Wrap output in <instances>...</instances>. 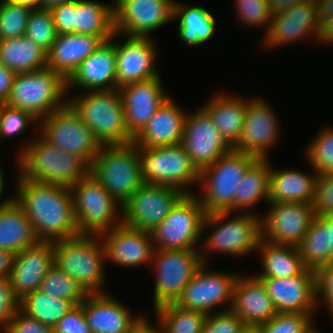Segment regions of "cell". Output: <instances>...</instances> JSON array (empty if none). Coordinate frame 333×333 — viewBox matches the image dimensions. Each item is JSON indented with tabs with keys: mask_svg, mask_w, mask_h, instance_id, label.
I'll return each mask as SVG.
<instances>
[{
	"mask_svg": "<svg viewBox=\"0 0 333 333\" xmlns=\"http://www.w3.org/2000/svg\"><path fill=\"white\" fill-rule=\"evenodd\" d=\"M313 207L316 216L333 212V173L318 175Z\"/></svg>",
	"mask_w": 333,
	"mask_h": 333,
	"instance_id": "obj_52",
	"label": "cell"
},
{
	"mask_svg": "<svg viewBox=\"0 0 333 333\" xmlns=\"http://www.w3.org/2000/svg\"><path fill=\"white\" fill-rule=\"evenodd\" d=\"M115 42L116 79L118 89L136 82H143L160 76L156 65L157 51L151 38L131 37Z\"/></svg>",
	"mask_w": 333,
	"mask_h": 333,
	"instance_id": "obj_21",
	"label": "cell"
},
{
	"mask_svg": "<svg viewBox=\"0 0 333 333\" xmlns=\"http://www.w3.org/2000/svg\"><path fill=\"white\" fill-rule=\"evenodd\" d=\"M70 190L78 235L100 236L122 224V205L108 193L91 172Z\"/></svg>",
	"mask_w": 333,
	"mask_h": 333,
	"instance_id": "obj_9",
	"label": "cell"
},
{
	"mask_svg": "<svg viewBox=\"0 0 333 333\" xmlns=\"http://www.w3.org/2000/svg\"><path fill=\"white\" fill-rule=\"evenodd\" d=\"M31 8L11 0L0 3V40H7L25 34Z\"/></svg>",
	"mask_w": 333,
	"mask_h": 333,
	"instance_id": "obj_45",
	"label": "cell"
},
{
	"mask_svg": "<svg viewBox=\"0 0 333 333\" xmlns=\"http://www.w3.org/2000/svg\"><path fill=\"white\" fill-rule=\"evenodd\" d=\"M249 327L231 309L208 314L205 318L202 333H244Z\"/></svg>",
	"mask_w": 333,
	"mask_h": 333,
	"instance_id": "obj_49",
	"label": "cell"
},
{
	"mask_svg": "<svg viewBox=\"0 0 333 333\" xmlns=\"http://www.w3.org/2000/svg\"><path fill=\"white\" fill-rule=\"evenodd\" d=\"M31 9L42 8V0H11Z\"/></svg>",
	"mask_w": 333,
	"mask_h": 333,
	"instance_id": "obj_63",
	"label": "cell"
},
{
	"mask_svg": "<svg viewBox=\"0 0 333 333\" xmlns=\"http://www.w3.org/2000/svg\"><path fill=\"white\" fill-rule=\"evenodd\" d=\"M161 76L119 88L129 134L135 138L153 117L156 110L170 97Z\"/></svg>",
	"mask_w": 333,
	"mask_h": 333,
	"instance_id": "obj_23",
	"label": "cell"
},
{
	"mask_svg": "<svg viewBox=\"0 0 333 333\" xmlns=\"http://www.w3.org/2000/svg\"><path fill=\"white\" fill-rule=\"evenodd\" d=\"M111 38L79 33L59 34L47 52L46 67L67 80L87 57Z\"/></svg>",
	"mask_w": 333,
	"mask_h": 333,
	"instance_id": "obj_30",
	"label": "cell"
},
{
	"mask_svg": "<svg viewBox=\"0 0 333 333\" xmlns=\"http://www.w3.org/2000/svg\"><path fill=\"white\" fill-rule=\"evenodd\" d=\"M53 328L54 333H91L81 305L74 306Z\"/></svg>",
	"mask_w": 333,
	"mask_h": 333,
	"instance_id": "obj_54",
	"label": "cell"
},
{
	"mask_svg": "<svg viewBox=\"0 0 333 333\" xmlns=\"http://www.w3.org/2000/svg\"><path fill=\"white\" fill-rule=\"evenodd\" d=\"M316 325H314L313 323L307 327V329L303 332V333H321L319 330H317V328H315Z\"/></svg>",
	"mask_w": 333,
	"mask_h": 333,
	"instance_id": "obj_66",
	"label": "cell"
},
{
	"mask_svg": "<svg viewBox=\"0 0 333 333\" xmlns=\"http://www.w3.org/2000/svg\"><path fill=\"white\" fill-rule=\"evenodd\" d=\"M298 248L308 269L315 271L333 262L331 248L328 245V228L318 216L312 220Z\"/></svg>",
	"mask_w": 333,
	"mask_h": 333,
	"instance_id": "obj_40",
	"label": "cell"
},
{
	"mask_svg": "<svg viewBox=\"0 0 333 333\" xmlns=\"http://www.w3.org/2000/svg\"><path fill=\"white\" fill-rule=\"evenodd\" d=\"M41 242L23 209L12 197L0 201V249L13 254Z\"/></svg>",
	"mask_w": 333,
	"mask_h": 333,
	"instance_id": "obj_31",
	"label": "cell"
},
{
	"mask_svg": "<svg viewBox=\"0 0 333 333\" xmlns=\"http://www.w3.org/2000/svg\"><path fill=\"white\" fill-rule=\"evenodd\" d=\"M15 254L0 249V278H9Z\"/></svg>",
	"mask_w": 333,
	"mask_h": 333,
	"instance_id": "obj_59",
	"label": "cell"
},
{
	"mask_svg": "<svg viewBox=\"0 0 333 333\" xmlns=\"http://www.w3.org/2000/svg\"><path fill=\"white\" fill-rule=\"evenodd\" d=\"M70 0H42V8L51 9Z\"/></svg>",
	"mask_w": 333,
	"mask_h": 333,
	"instance_id": "obj_64",
	"label": "cell"
},
{
	"mask_svg": "<svg viewBox=\"0 0 333 333\" xmlns=\"http://www.w3.org/2000/svg\"><path fill=\"white\" fill-rule=\"evenodd\" d=\"M3 333H54L52 326L41 323L40 321L29 317L19 310L13 318L10 319L7 326L2 330Z\"/></svg>",
	"mask_w": 333,
	"mask_h": 333,
	"instance_id": "obj_53",
	"label": "cell"
},
{
	"mask_svg": "<svg viewBox=\"0 0 333 333\" xmlns=\"http://www.w3.org/2000/svg\"><path fill=\"white\" fill-rule=\"evenodd\" d=\"M99 237L108 262L124 268L151 265L155 246L150 232L120 224Z\"/></svg>",
	"mask_w": 333,
	"mask_h": 333,
	"instance_id": "obj_22",
	"label": "cell"
},
{
	"mask_svg": "<svg viewBox=\"0 0 333 333\" xmlns=\"http://www.w3.org/2000/svg\"><path fill=\"white\" fill-rule=\"evenodd\" d=\"M237 17L241 23L251 28L268 26L272 22V9L269 0H235ZM266 24V25H265Z\"/></svg>",
	"mask_w": 333,
	"mask_h": 333,
	"instance_id": "obj_47",
	"label": "cell"
},
{
	"mask_svg": "<svg viewBox=\"0 0 333 333\" xmlns=\"http://www.w3.org/2000/svg\"><path fill=\"white\" fill-rule=\"evenodd\" d=\"M90 172L121 205L144 184L134 142L103 145Z\"/></svg>",
	"mask_w": 333,
	"mask_h": 333,
	"instance_id": "obj_8",
	"label": "cell"
},
{
	"mask_svg": "<svg viewBox=\"0 0 333 333\" xmlns=\"http://www.w3.org/2000/svg\"><path fill=\"white\" fill-rule=\"evenodd\" d=\"M20 310V299L15 294L9 278H0V330Z\"/></svg>",
	"mask_w": 333,
	"mask_h": 333,
	"instance_id": "obj_51",
	"label": "cell"
},
{
	"mask_svg": "<svg viewBox=\"0 0 333 333\" xmlns=\"http://www.w3.org/2000/svg\"><path fill=\"white\" fill-rule=\"evenodd\" d=\"M187 113L171 97L167 98L133 142L146 148L180 144Z\"/></svg>",
	"mask_w": 333,
	"mask_h": 333,
	"instance_id": "obj_29",
	"label": "cell"
},
{
	"mask_svg": "<svg viewBox=\"0 0 333 333\" xmlns=\"http://www.w3.org/2000/svg\"><path fill=\"white\" fill-rule=\"evenodd\" d=\"M277 313H315V272L307 269L303 274L287 278H259Z\"/></svg>",
	"mask_w": 333,
	"mask_h": 333,
	"instance_id": "obj_24",
	"label": "cell"
},
{
	"mask_svg": "<svg viewBox=\"0 0 333 333\" xmlns=\"http://www.w3.org/2000/svg\"><path fill=\"white\" fill-rule=\"evenodd\" d=\"M54 265L53 242L41 241L14 256L9 280L21 300L40 289L41 281Z\"/></svg>",
	"mask_w": 333,
	"mask_h": 333,
	"instance_id": "obj_26",
	"label": "cell"
},
{
	"mask_svg": "<svg viewBox=\"0 0 333 333\" xmlns=\"http://www.w3.org/2000/svg\"><path fill=\"white\" fill-rule=\"evenodd\" d=\"M206 216L196 194H184L163 221L151 231L155 249L181 250L197 248Z\"/></svg>",
	"mask_w": 333,
	"mask_h": 333,
	"instance_id": "obj_11",
	"label": "cell"
},
{
	"mask_svg": "<svg viewBox=\"0 0 333 333\" xmlns=\"http://www.w3.org/2000/svg\"><path fill=\"white\" fill-rule=\"evenodd\" d=\"M274 109L266 100L254 97L246 100V115L241 136L234 150L267 159L269 148L276 145L279 122Z\"/></svg>",
	"mask_w": 333,
	"mask_h": 333,
	"instance_id": "obj_19",
	"label": "cell"
},
{
	"mask_svg": "<svg viewBox=\"0 0 333 333\" xmlns=\"http://www.w3.org/2000/svg\"><path fill=\"white\" fill-rule=\"evenodd\" d=\"M320 27L317 41L325 45H333V18L319 20Z\"/></svg>",
	"mask_w": 333,
	"mask_h": 333,
	"instance_id": "obj_57",
	"label": "cell"
},
{
	"mask_svg": "<svg viewBox=\"0 0 333 333\" xmlns=\"http://www.w3.org/2000/svg\"><path fill=\"white\" fill-rule=\"evenodd\" d=\"M179 20L178 35L180 40L191 47L206 43L216 31L214 16L201 6H188L174 0L173 21Z\"/></svg>",
	"mask_w": 333,
	"mask_h": 333,
	"instance_id": "obj_35",
	"label": "cell"
},
{
	"mask_svg": "<svg viewBox=\"0 0 333 333\" xmlns=\"http://www.w3.org/2000/svg\"><path fill=\"white\" fill-rule=\"evenodd\" d=\"M203 264L200 250L155 249L151 262L156 275L153 290L155 309L175 303Z\"/></svg>",
	"mask_w": 333,
	"mask_h": 333,
	"instance_id": "obj_13",
	"label": "cell"
},
{
	"mask_svg": "<svg viewBox=\"0 0 333 333\" xmlns=\"http://www.w3.org/2000/svg\"><path fill=\"white\" fill-rule=\"evenodd\" d=\"M115 37H119L116 32L79 65L67 79V92L74 86L84 91L118 89Z\"/></svg>",
	"mask_w": 333,
	"mask_h": 333,
	"instance_id": "obj_25",
	"label": "cell"
},
{
	"mask_svg": "<svg viewBox=\"0 0 333 333\" xmlns=\"http://www.w3.org/2000/svg\"><path fill=\"white\" fill-rule=\"evenodd\" d=\"M319 20L333 18V0H315Z\"/></svg>",
	"mask_w": 333,
	"mask_h": 333,
	"instance_id": "obj_60",
	"label": "cell"
},
{
	"mask_svg": "<svg viewBox=\"0 0 333 333\" xmlns=\"http://www.w3.org/2000/svg\"><path fill=\"white\" fill-rule=\"evenodd\" d=\"M16 181V194L11 197L23 209L41 241L78 236L70 188L34 182L19 175Z\"/></svg>",
	"mask_w": 333,
	"mask_h": 333,
	"instance_id": "obj_1",
	"label": "cell"
},
{
	"mask_svg": "<svg viewBox=\"0 0 333 333\" xmlns=\"http://www.w3.org/2000/svg\"><path fill=\"white\" fill-rule=\"evenodd\" d=\"M108 293L88 294L81 304L91 333H129L141 315Z\"/></svg>",
	"mask_w": 333,
	"mask_h": 333,
	"instance_id": "obj_27",
	"label": "cell"
},
{
	"mask_svg": "<svg viewBox=\"0 0 333 333\" xmlns=\"http://www.w3.org/2000/svg\"><path fill=\"white\" fill-rule=\"evenodd\" d=\"M198 109L187 113L181 144L192 163L201 171L233 147L219 132L209 114L202 107Z\"/></svg>",
	"mask_w": 333,
	"mask_h": 333,
	"instance_id": "obj_18",
	"label": "cell"
},
{
	"mask_svg": "<svg viewBox=\"0 0 333 333\" xmlns=\"http://www.w3.org/2000/svg\"><path fill=\"white\" fill-rule=\"evenodd\" d=\"M319 27L315 0H305L287 10L273 13L263 44L269 48H280L309 36L314 37L317 42Z\"/></svg>",
	"mask_w": 333,
	"mask_h": 333,
	"instance_id": "obj_20",
	"label": "cell"
},
{
	"mask_svg": "<svg viewBox=\"0 0 333 333\" xmlns=\"http://www.w3.org/2000/svg\"><path fill=\"white\" fill-rule=\"evenodd\" d=\"M213 212L206 214L203 233L211 228L210 234L200 247L202 262H208L209 252L242 256L257 250L261 240V214L254 212ZM208 228V229H207ZM213 228V229H212ZM204 251V252H203ZM207 255V256H206Z\"/></svg>",
	"mask_w": 333,
	"mask_h": 333,
	"instance_id": "obj_3",
	"label": "cell"
},
{
	"mask_svg": "<svg viewBox=\"0 0 333 333\" xmlns=\"http://www.w3.org/2000/svg\"><path fill=\"white\" fill-rule=\"evenodd\" d=\"M35 123H39V121L30 113L6 104H0V140L3 137L19 136Z\"/></svg>",
	"mask_w": 333,
	"mask_h": 333,
	"instance_id": "obj_48",
	"label": "cell"
},
{
	"mask_svg": "<svg viewBox=\"0 0 333 333\" xmlns=\"http://www.w3.org/2000/svg\"><path fill=\"white\" fill-rule=\"evenodd\" d=\"M244 333H258V331L255 328H249Z\"/></svg>",
	"mask_w": 333,
	"mask_h": 333,
	"instance_id": "obj_67",
	"label": "cell"
},
{
	"mask_svg": "<svg viewBox=\"0 0 333 333\" xmlns=\"http://www.w3.org/2000/svg\"><path fill=\"white\" fill-rule=\"evenodd\" d=\"M0 62L15 73L43 69L47 52L25 35L0 40Z\"/></svg>",
	"mask_w": 333,
	"mask_h": 333,
	"instance_id": "obj_36",
	"label": "cell"
},
{
	"mask_svg": "<svg viewBox=\"0 0 333 333\" xmlns=\"http://www.w3.org/2000/svg\"><path fill=\"white\" fill-rule=\"evenodd\" d=\"M40 291L56 298L69 300L75 306L81 305L88 293L74 278L53 265L41 281Z\"/></svg>",
	"mask_w": 333,
	"mask_h": 333,
	"instance_id": "obj_42",
	"label": "cell"
},
{
	"mask_svg": "<svg viewBox=\"0 0 333 333\" xmlns=\"http://www.w3.org/2000/svg\"><path fill=\"white\" fill-rule=\"evenodd\" d=\"M261 217V237L274 244L298 247L316 217L313 204L297 202L268 203Z\"/></svg>",
	"mask_w": 333,
	"mask_h": 333,
	"instance_id": "obj_17",
	"label": "cell"
},
{
	"mask_svg": "<svg viewBox=\"0 0 333 333\" xmlns=\"http://www.w3.org/2000/svg\"><path fill=\"white\" fill-rule=\"evenodd\" d=\"M54 265L88 293H105V249L99 236L78 235L53 242Z\"/></svg>",
	"mask_w": 333,
	"mask_h": 333,
	"instance_id": "obj_5",
	"label": "cell"
},
{
	"mask_svg": "<svg viewBox=\"0 0 333 333\" xmlns=\"http://www.w3.org/2000/svg\"><path fill=\"white\" fill-rule=\"evenodd\" d=\"M230 309L249 328H256L277 314L263 282L254 275L248 277L239 274L235 282Z\"/></svg>",
	"mask_w": 333,
	"mask_h": 333,
	"instance_id": "obj_28",
	"label": "cell"
},
{
	"mask_svg": "<svg viewBox=\"0 0 333 333\" xmlns=\"http://www.w3.org/2000/svg\"><path fill=\"white\" fill-rule=\"evenodd\" d=\"M314 272L317 308L324 303L330 312L328 314L333 317V262L319 267Z\"/></svg>",
	"mask_w": 333,
	"mask_h": 333,
	"instance_id": "obj_50",
	"label": "cell"
},
{
	"mask_svg": "<svg viewBox=\"0 0 333 333\" xmlns=\"http://www.w3.org/2000/svg\"><path fill=\"white\" fill-rule=\"evenodd\" d=\"M313 174L295 169H273L270 165L269 203L297 202L313 204L318 173Z\"/></svg>",
	"mask_w": 333,
	"mask_h": 333,
	"instance_id": "obj_32",
	"label": "cell"
},
{
	"mask_svg": "<svg viewBox=\"0 0 333 333\" xmlns=\"http://www.w3.org/2000/svg\"><path fill=\"white\" fill-rule=\"evenodd\" d=\"M16 73L0 62V104H5L10 96Z\"/></svg>",
	"mask_w": 333,
	"mask_h": 333,
	"instance_id": "obj_56",
	"label": "cell"
},
{
	"mask_svg": "<svg viewBox=\"0 0 333 333\" xmlns=\"http://www.w3.org/2000/svg\"><path fill=\"white\" fill-rule=\"evenodd\" d=\"M183 195L172 186L144 183L122 204V224L151 232Z\"/></svg>",
	"mask_w": 333,
	"mask_h": 333,
	"instance_id": "obj_14",
	"label": "cell"
},
{
	"mask_svg": "<svg viewBox=\"0 0 333 333\" xmlns=\"http://www.w3.org/2000/svg\"><path fill=\"white\" fill-rule=\"evenodd\" d=\"M137 150L143 183L172 186L184 194H194L188 187L199 184L200 171L181 143L154 148L137 146Z\"/></svg>",
	"mask_w": 333,
	"mask_h": 333,
	"instance_id": "obj_10",
	"label": "cell"
},
{
	"mask_svg": "<svg viewBox=\"0 0 333 333\" xmlns=\"http://www.w3.org/2000/svg\"><path fill=\"white\" fill-rule=\"evenodd\" d=\"M35 137L17 153L21 178L71 188L90 173V166L81 157L65 152L41 135Z\"/></svg>",
	"mask_w": 333,
	"mask_h": 333,
	"instance_id": "obj_2",
	"label": "cell"
},
{
	"mask_svg": "<svg viewBox=\"0 0 333 333\" xmlns=\"http://www.w3.org/2000/svg\"><path fill=\"white\" fill-rule=\"evenodd\" d=\"M74 33L97 37H113V2L74 0Z\"/></svg>",
	"mask_w": 333,
	"mask_h": 333,
	"instance_id": "obj_38",
	"label": "cell"
},
{
	"mask_svg": "<svg viewBox=\"0 0 333 333\" xmlns=\"http://www.w3.org/2000/svg\"><path fill=\"white\" fill-rule=\"evenodd\" d=\"M75 305L40 290L20 300V310L43 324L54 327Z\"/></svg>",
	"mask_w": 333,
	"mask_h": 333,
	"instance_id": "obj_39",
	"label": "cell"
},
{
	"mask_svg": "<svg viewBox=\"0 0 333 333\" xmlns=\"http://www.w3.org/2000/svg\"><path fill=\"white\" fill-rule=\"evenodd\" d=\"M263 272L254 275L257 278H287L303 274L305 266L299 248L292 245L274 244L265 239L260 240L257 250Z\"/></svg>",
	"mask_w": 333,
	"mask_h": 333,
	"instance_id": "obj_34",
	"label": "cell"
},
{
	"mask_svg": "<svg viewBox=\"0 0 333 333\" xmlns=\"http://www.w3.org/2000/svg\"><path fill=\"white\" fill-rule=\"evenodd\" d=\"M328 228V245L331 248L333 258V212L318 216Z\"/></svg>",
	"mask_w": 333,
	"mask_h": 333,
	"instance_id": "obj_62",
	"label": "cell"
},
{
	"mask_svg": "<svg viewBox=\"0 0 333 333\" xmlns=\"http://www.w3.org/2000/svg\"><path fill=\"white\" fill-rule=\"evenodd\" d=\"M204 263L185 286L175 304L186 309L200 311L208 315L216 306L228 304L231 308L235 282L239 273L208 270ZM210 271V272H209Z\"/></svg>",
	"mask_w": 333,
	"mask_h": 333,
	"instance_id": "obj_15",
	"label": "cell"
},
{
	"mask_svg": "<svg viewBox=\"0 0 333 333\" xmlns=\"http://www.w3.org/2000/svg\"><path fill=\"white\" fill-rule=\"evenodd\" d=\"M147 319L148 317L146 318L142 315L139 321L131 328L129 333H162L159 322L157 324L156 321V326L155 324H153V326Z\"/></svg>",
	"mask_w": 333,
	"mask_h": 333,
	"instance_id": "obj_58",
	"label": "cell"
},
{
	"mask_svg": "<svg viewBox=\"0 0 333 333\" xmlns=\"http://www.w3.org/2000/svg\"><path fill=\"white\" fill-rule=\"evenodd\" d=\"M269 174L267 159H257L246 170L234 195V212L249 213L258 202L269 203Z\"/></svg>",
	"mask_w": 333,
	"mask_h": 333,
	"instance_id": "obj_37",
	"label": "cell"
},
{
	"mask_svg": "<svg viewBox=\"0 0 333 333\" xmlns=\"http://www.w3.org/2000/svg\"><path fill=\"white\" fill-rule=\"evenodd\" d=\"M316 313H277L269 321L257 326L258 333H303Z\"/></svg>",
	"mask_w": 333,
	"mask_h": 333,
	"instance_id": "obj_46",
	"label": "cell"
},
{
	"mask_svg": "<svg viewBox=\"0 0 333 333\" xmlns=\"http://www.w3.org/2000/svg\"><path fill=\"white\" fill-rule=\"evenodd\" d=\"M68 98V103L81 116L103 145L133 142L125 121L121 94L114 90H89ZM77 95V96H76Z\"/></svg>",
	"mask_w": 333,
	"mask_h": 333,
	"instance_id": "obj_4",
	"label": "cell"
},
{
	"mask_svg": "<svg viewBox=\"0 0 333 333\" xmlns=\"http://www.w3.org/2000/svg\"><path fill=\"white\" fill-rule=\"evenodd\" d=\"M234 96V97H233ZM203 109L209 114L219 132L233 147L239 140L246 115V99L223 92L214 94Z\"/></svg>",
	"mask_w": 333,
	"mask_h": 333,
	"instance_id": "obj_33",
	"label": "cell"
},
{
	"mask_svg": "<svg viewBox=\"0 0 333 333\" xmlns=\"http://www.w3.org/2000/svg\"><path fill=\"white\" fill-rule=\"evenodd\" d=\"M174 0H115L114 31L118 35L151 38L149 33L173 21Z\"/></svg>",
	"mask_w": 333,
	"mask_h": 333,
	"instance_id": "obj_16",
	"label": "cell"
},
{
	"mask_svg": "<svg viewBox=\"0 0 333 333\" xmlns=\"http://www.w3.org/2000/svg\"><path fill=\"white\" fill-rule=\"evenodd\" d=\"M35 125H39L38 134L45 140L67 153L81 157L90 167L102 147L93 131L69 103Z\"/></svg>",
	"mask_w": 333,
	"mask_h": 333,
	"instance_id": "obj_12",
	"label": "cell"
},
{
	"mask_svg": "<svg viewBox=\"0 0 333 333\" xmlns=\"http://www.w3.org/2000/svg\"><path fill=\"white\" fill-rule=\"evenodd\" d=\"M67 80L45 67L31 72L16 73L10 96L5 103L30 113L38 121L68 103Z\"/></svg>",
	"mask_w": 333,
	"mask_h": 333,
	"instance_id": "obj_6",
	"label": "cell"
},
{
	"mask_svg": "<svg viewBox=\"0 0 333 333\" xmlns=\"http://www.w3.org/2000/svg\"><path fill=\"white\" fill-rule=\"evenodd\" d=\"M254 155L232 149L216 162L203 168L199 175L202 192L196 194L205 213H234V195L240 179L257 160Z\"/></svg>",
	"mask_w": 333,
	"mask_h": 333,
	"instance_id": "obj_7",
	"label": "cell"
},
{
	"mask_svg": "<svg viewBox=\"0 0 333 333\" xmlns=\"http://www.w3.org/2000/svg\"><path fill=\"white\" fill-rule=\"evenodd\" d=\"M162 333H202L206 314L177 306L163 305L154 310Z\"/></svg>",
	"mask_w": 333,
	"mask_h": 333,
	"instance_id": "obj_41",
	"label": "cell"
},
{
	"mask_svg": "<svg viewBox=\"0 0 333 333\" xmlns=\"http://www.w3.org/2000/svg\"><path fill=\"white\" fill-rule=\"evenodd\" d=\"M57 34L74 33V0L50 9Z\"/></svg>",
	"mask_w": 333,
	"mask_h": 333,
	"instance_id": "obj_55",
	"label": "cell"
},
{
	"mask_svg": "<svg viewBox=\"0 0 333 333\" xmlns=\"http://www.w3.org/2000/svg\"><path fill=\"white\" fill-rule=\"evenodd\" d=\"M305 0H269L270 7L273 13L287 10Z\"/></svg>",
	"mask_w": 333,
	"mask_h": 333,
	"instance_id": "obj_61",
	"label": "cell"
},
{
	"mask_svg": "<svg viewBox=\"0 0 333 333\" xmlns=\"http://www.w3.org/2000/svg\"><path fill=\"white\" fill-rule=\"evenodd\" d=\"M4 171L3 169H1L0 167V196L3 195V191H4V188H5V184H4Z\"/></svg>",
	"mask_w": 333,
	"mask_h": 333,
	"instance_id": "obj_65",
	"label": "cell"
},
{
	"mask_svg": "<svg viewBox=\"0 0 333 333\" xmlns=\"http://www.w3.org/2000/svg\"><path fill=\"white\" fill-rule=\"evenodd\" d=\"M24 35L48 52L58 35L51 10L46 8L32 9Z\"/></svg>",
	"mask_w": 333,
	"mask_h": 333,
	"instance_id": "obj_44",
	"label": "cell"
},
{
	"mask_svg": "<svg viewBox=\"0 0 333 333\" xmlns=\"http://www.w3.org/2000/svg\"><path fill=\"white\" fill-rule=\"evenodd\" d=\"M305 153L310 168L315 169L318 175L333 173V127L321 129Z\"/></svg>",
	"mask_w": 333,
	"mask_h": 333,
	"instance_id": "obj_43",
	"label": "cell"
}]
</instances>
